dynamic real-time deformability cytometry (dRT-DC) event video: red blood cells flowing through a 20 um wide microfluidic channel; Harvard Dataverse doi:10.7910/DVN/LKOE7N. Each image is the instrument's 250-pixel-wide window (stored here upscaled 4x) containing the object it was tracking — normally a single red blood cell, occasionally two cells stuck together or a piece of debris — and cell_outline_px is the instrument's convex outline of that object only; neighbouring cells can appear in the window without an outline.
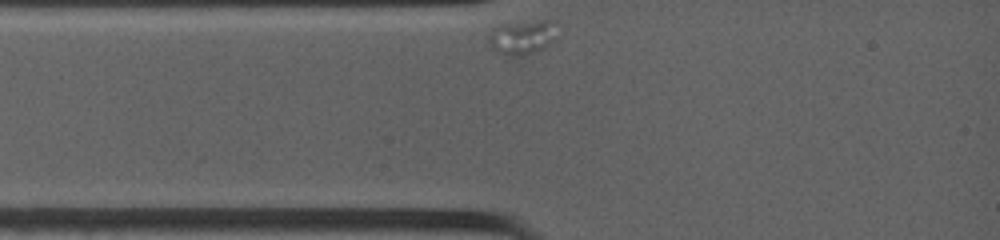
{"species": "common noctule bat (a hibernating species)", "species_latin": "Nyctalus noctula", "temperature_condition": "warm", "stored_images_in_passage": 4, "camera_frame_rate_fps": 4500, "um_per_image_px": 0.085, "animal": {"sex": "female", "body_mass_g": 19.0, "forearm_length_mm": 53.3}, "frame": {"image": 1, "passage_image": 1, "time_ms": 0.0, "image_size_px": [1000, 240], "cell_outline_px": [[556, 20], [548, 44], [524, 52], [496, 52], [488, 48], [488, 36], [492, 28], [500, 24], [544, 20]], "centroid_in_image_um": [44.24, 3.06], "position_along_channel_um": 40.8, "area_um2": 12.43}}